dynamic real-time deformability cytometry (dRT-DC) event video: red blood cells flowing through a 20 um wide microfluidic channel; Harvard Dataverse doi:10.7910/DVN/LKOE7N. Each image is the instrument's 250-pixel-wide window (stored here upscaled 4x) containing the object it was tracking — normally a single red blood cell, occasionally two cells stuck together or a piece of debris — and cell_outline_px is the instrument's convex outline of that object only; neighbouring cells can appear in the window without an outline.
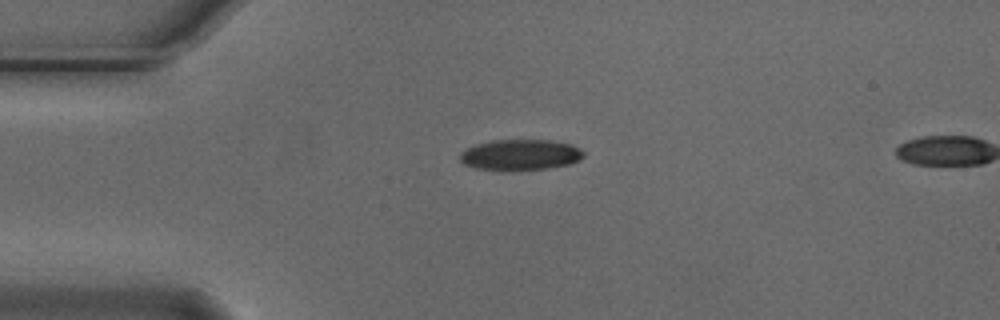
{"species": "Egyptian fruit bat (a non-hibernating species)", "species_latin": "Rousettus aegyptiacus", "temperature_condition": "cold", "stored_images_in_passage": 43, "camera_frame_rate_fps": 3000, "um_per_image_px": 0.085, "animal": {"sex": "male"}, "frame": {"image": 1, "passage_image": 1, "time_ms": 0.0, "image_size_px": [1000, 320], "cell_outline_px": [[584, 156], [580, 160], [568, 164], [548, 168], [512, 172], [500, 172], [476, 168], [464, 164], [460, 160], [460, 152], [476, 144], [492, 140], [548, 140], [572, 144], [580, 148], [584, 152]], "centroid_in_image_um": [44.21, 13.19], "position_along_channel_um": 40.8, "area_um2": 22.72}}
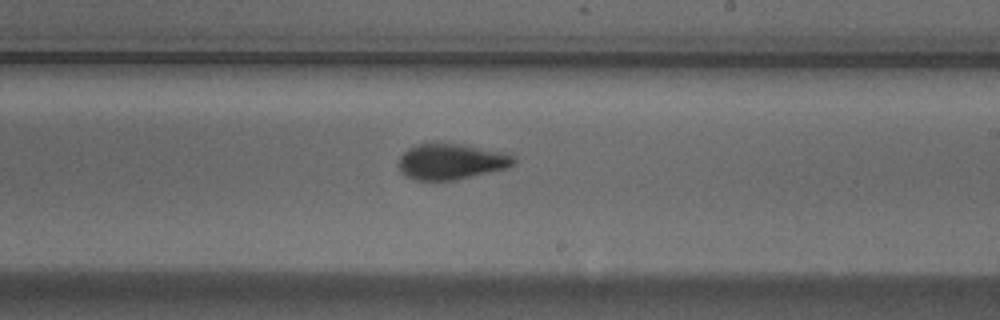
{"frame": {"image": 2, "passage_image": 20, "time_ms": 6.333, "image_size_px": [1000, 320], "cell_outline_px": [[516, 160], [508, 168], [456, 180], [416, 180], [400, 172], [400, 156], [408, 148], [416, 144], [456, 144], [504, 152], [512, 156]], "centroid_in_image_um": [38.35, 13.75], "position_along_channel_um": 250.7, "area_um2": 23.58}}
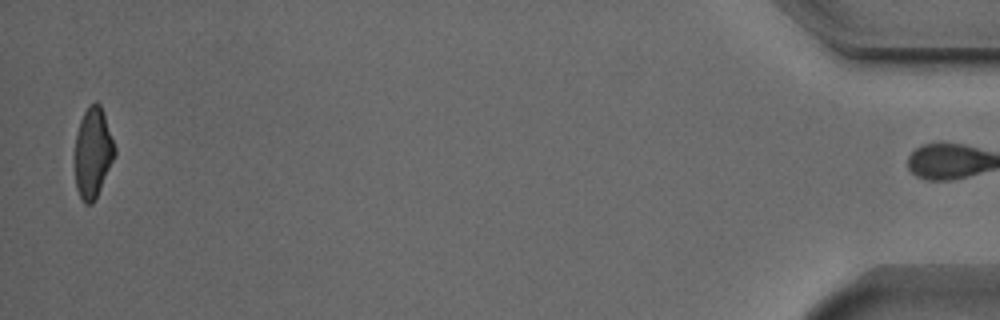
{"frame": {"image": 3, "passage_image": 42, "time_ms": 13.667, "image_size_px": [1000, 320], "cell_outline_px": [[116, 156], [92, 204], [84, 204], [80, 200], [76, 188], [76, 132], [80, 120], [88, 104], [96, 100], [100, 104], [116, 148]], "centroid_in_image_um": [7.9, 12.96], "position_along_channel_um": 427.3, "area_um2": 20.92}, "authors_computed_cell_mechanics": {"area_um2": 23.409, "velocity_mm_per_s": 3.7189, "shape_relaxation_time_tau1_ms": 2.9655, "shape_relaxation_time_tau2_ms": 2.6272, "deformation_change_tau1": 0.1432, "deformation_change_tau2": 0.0843}}